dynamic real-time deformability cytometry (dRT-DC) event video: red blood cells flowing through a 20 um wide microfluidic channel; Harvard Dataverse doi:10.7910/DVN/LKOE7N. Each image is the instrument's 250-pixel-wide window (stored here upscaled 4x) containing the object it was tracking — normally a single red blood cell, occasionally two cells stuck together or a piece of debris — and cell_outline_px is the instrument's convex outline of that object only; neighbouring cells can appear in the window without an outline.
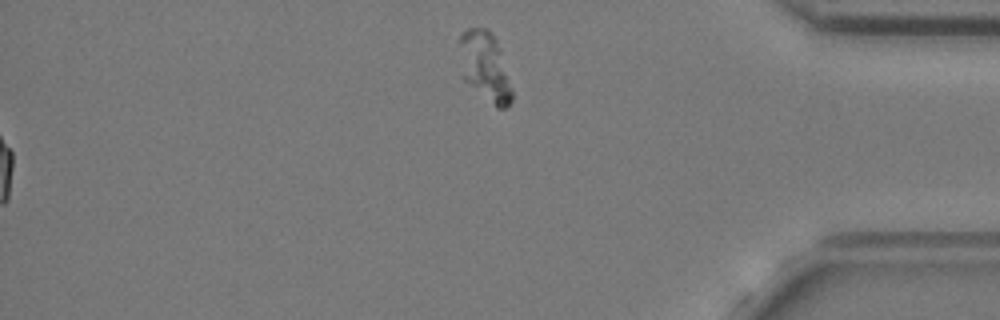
{"species": "common noctule bat (a hibernating species)", "species_latin": "Nyctalus noctula", "temperature_condition": "cold", "stored_images_in_passage": 58, "segment_of_instrument_passage": [2, 2], "camera_frame_rate_fps": 3000, "um_per_image_px": 0.085, "animal": {"sex": "female", "body_mass_g": 24.6, "forearm_length_mm": 56.2}, "frame": {"image": 1, "passage_image": 58, "time_ms": 19.0, "image_size_px": [1000, 320], "cell_outline_px": [[512, 100], [504, 108], [496, 108], [464, 80], [460, 76], [456, 40], [468, 28], [488, 28], [496, 36], [500, 48], [512, 88]], "centroid_in_image_um": [41.16, 5.6], "position_along_channel_um": 394.0, "area_um2": 21.96}}